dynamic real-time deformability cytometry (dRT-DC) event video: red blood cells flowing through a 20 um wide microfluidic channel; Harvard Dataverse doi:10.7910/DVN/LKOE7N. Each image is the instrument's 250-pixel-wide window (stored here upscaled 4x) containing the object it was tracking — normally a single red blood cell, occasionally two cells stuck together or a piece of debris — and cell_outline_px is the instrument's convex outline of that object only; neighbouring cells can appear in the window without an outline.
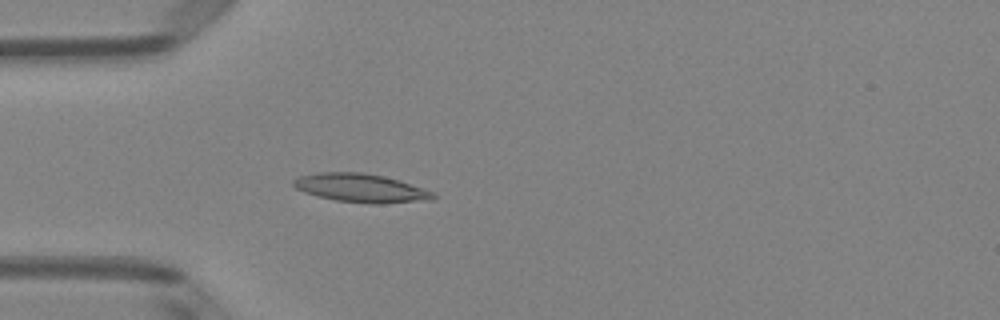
{"species": "Egyptian fruit bat (a non-hibernating species)", "species_latin": "Rousettus aegyptiacus", "temperature_condition": "room temperature", "stored_images_in_passage": 4, "camera_frame_rate_fps": 3000, "um_per_image_px": 0.085, "animal": {"sex": "female"}, "frame": {"image": 1, "passage_image": 4, "time_ms": 1.0, "image_size_px": [1000, 320], "cell_outline_px": [[436, 200], [384, 204], [368, 204], [336, 200], [304, 192], [296, 188], [292, 184], [292, 180], [296, 176], [320, 172], [364, 172], [384, 176], [436, 192]], "centroid_in_image_um": [30.71, 15.99], "position_along_channel_um": 54.3, "area_um2": 23.58}}